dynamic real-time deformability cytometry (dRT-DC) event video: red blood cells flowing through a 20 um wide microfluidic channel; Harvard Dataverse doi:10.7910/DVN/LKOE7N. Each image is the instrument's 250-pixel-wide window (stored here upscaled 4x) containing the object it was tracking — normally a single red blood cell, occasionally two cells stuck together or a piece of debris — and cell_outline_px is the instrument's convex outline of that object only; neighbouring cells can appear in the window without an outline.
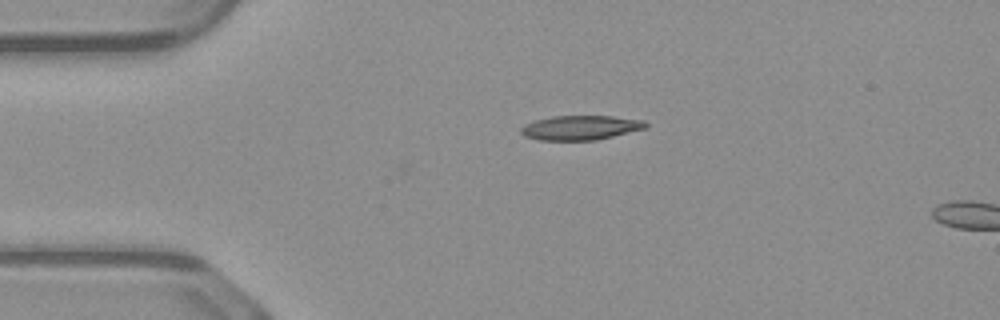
{"species": "common noctule bat (a hibernating species)", "species_latin": "Nyctalus noctula", "temperature_condition": "warm", "stored_images_in_passage": 3, "camera_frame_rate_fps": 3000, "um_per_image_px": 0.085, "animal": {"sex": "male", "body_mass_g": 23.1, "forearm_length_mm": 52.7}, "frame": {"image": 1, "passage_image": 3, "time_ms": 0.667, "image_size_px": [1000, 320], "cell_outline_px": [[648, 128], [596, 140], [540, 140], [524, 136], [520, 132], [520, 128], [524, 124], [536, 120], [552, 116], [612, 116], [644, 120], [648, 124]], "centroid_in_image_um": [49.36, 10.85], "position_along_channel_um": 35.6, "area_um2": 17.86}}